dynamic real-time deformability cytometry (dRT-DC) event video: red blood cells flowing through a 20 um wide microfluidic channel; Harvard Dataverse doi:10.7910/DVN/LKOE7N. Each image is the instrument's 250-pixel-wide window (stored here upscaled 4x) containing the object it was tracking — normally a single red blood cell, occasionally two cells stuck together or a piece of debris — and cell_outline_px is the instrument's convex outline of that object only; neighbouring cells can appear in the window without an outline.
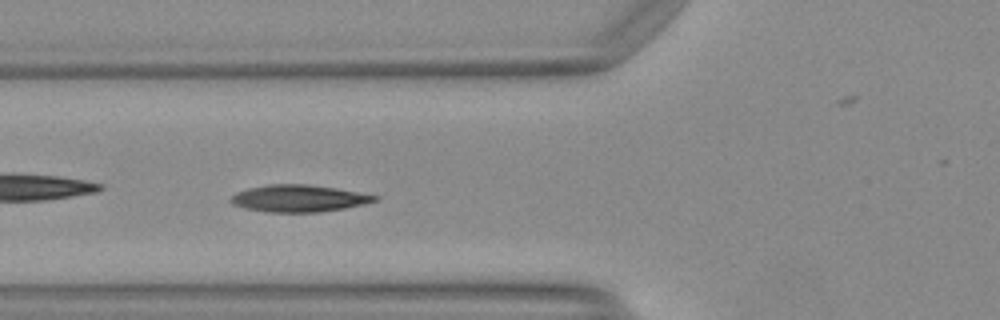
{"species": "Egyptian fruit bat (a non-hibernating species)", "species_latin": "Rousettus aegyptiacus", "temperature_condition": "warm", "stored_images_in_passage": 46, "camera_frame_rate_fps": 3000, "um_per_image_px": 0.085, "animal": {"sex": "female"}, "frame": {"image": 1, "passage_image": 14, "time_ms": 4.333, "image_size_px": [1000, 320], "cell_outline_px": [[380, 200], [364, 204], [344, 208], [320, 212], [268, 212], [244, 208], [232, 204], [228, 200], [236, 192], [248, 188], [268, 184], [308, 184], [336, 188], [380, 196]], "centroid_in_image_um": [25.4, 16.86], "position_along_channel_um": 100.4, "area_um2": 22.77}, "authors_computed_cell_mechanics": {"area_um2": 21.675, "velocity_mm_per_s": 4.1113, "shape_relaxation_time_tau1_ms": 8.2026, "shape_relaxation_time_tau2_ms": 2.3759, "deformation_change_tau1": 0.2242, "deformation_change_tau2": 0.0538}}